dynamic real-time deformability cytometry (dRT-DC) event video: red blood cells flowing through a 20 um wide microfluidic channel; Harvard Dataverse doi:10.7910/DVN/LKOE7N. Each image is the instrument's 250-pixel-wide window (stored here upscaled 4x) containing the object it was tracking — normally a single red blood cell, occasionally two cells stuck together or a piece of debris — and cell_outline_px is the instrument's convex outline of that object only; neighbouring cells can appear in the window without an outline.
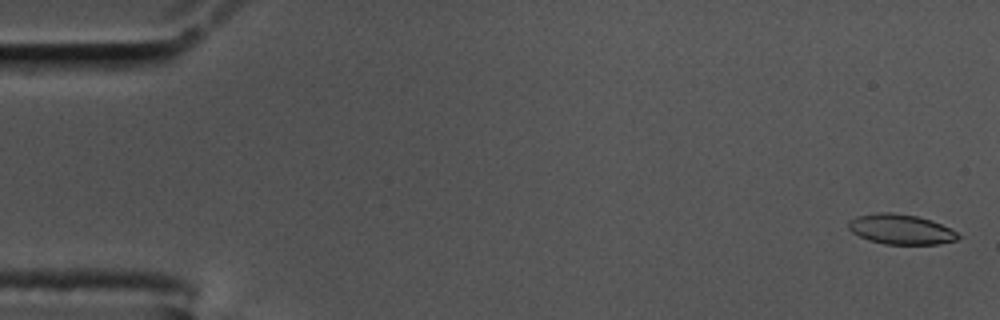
{"species": "common noctule bat (a hibernating species)", "species_latin": "Nyctalus noctula", "temperature_condition": "cold", "stored_images_in_passage": 58, "camera_frame_rate_fps": 3000, "um_per_image_px": 0.085, "animal": {"sex": "male", "body_mass_g": 17.5, "forearm_length_mm": 52.3}, "frame": {"image": 1, "passage_image": 2, "time_ms": 0.333, "image_size_px": [1000, 320], "cell_outline_px": [[960, 236], [956, 240], [936, 244], [884, 244], [868, 240], [852, 232], [848, 228], [848, 220], [856, 216], [876, 212], [892, 212], [916, 216], [932, 220], [956, 232]], "centroid_in_image_um": [76.52, 19.48], "position_along_channel_um": 8.5, "area_um2": 19.13}}
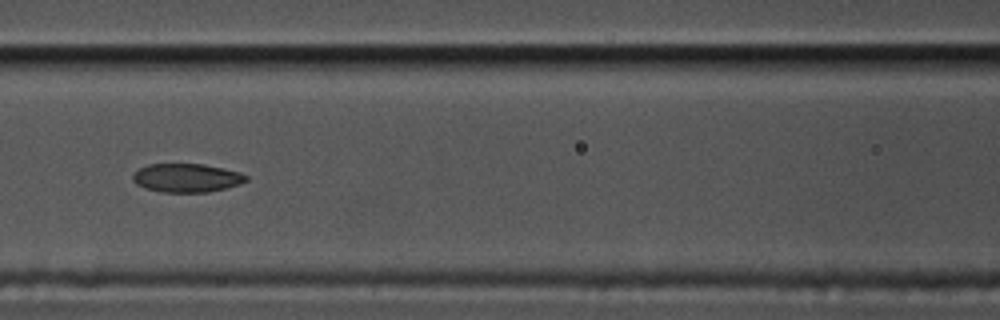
{"frame": {"image": 2, "passage_image": 26, "time_ms": 8.333, "image_size_px": [1000, 320], "cell_outline_px": [[248, 180], [240, 184], [208, 192], [164, 192], [148, 188], [136, 184], [132, 180], [132, 172], [148, 164], [204, 164], [240, 172], [248, 176]], "centroid_in_image_um": [15.86, 15.11], "position_along_channel_um": 150.7, "area_um2": 18.84}}
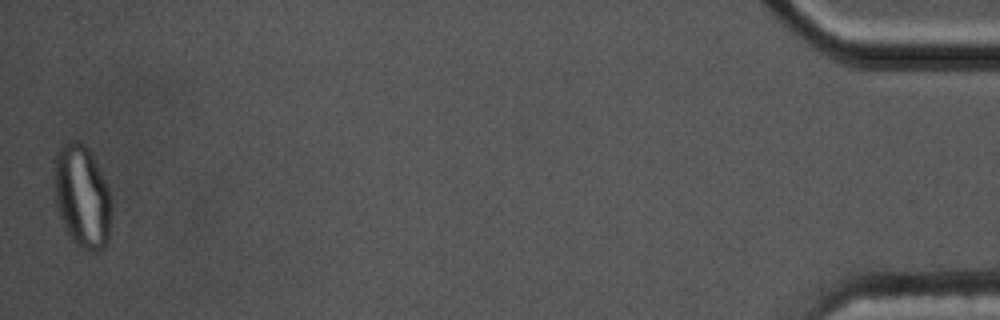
{"frame": {"image": 3, "passage_image": 58, "time_ms": 19.0, "image_size_px": [1000, 320], "cell_outline_px": [[112, 204], [108, 240], [104, 248], [100, 252], [88, 252], [80, 248], [72, 240], [64, 228], [56, 208], [52, 176], [52, 172], [56, 148], [68, 140], [80, 140], [88, 148], [108, 188]], "centroid_in_image_um": [6.93, 16.7], "position_along_channel_um": 428.3, "area_um2": 35.26}, "authors_computed_cell_mechanics": {"area_um2": 19.7098, "velocity_mm_per_s": 3.4772, "shape_relaxation_time_tau1_ms": null, "shape_relaxation_time_tau2_ms": 2.2038, "deformation_change_tau1": null, "deformation_change_tau2": 0.0577}}